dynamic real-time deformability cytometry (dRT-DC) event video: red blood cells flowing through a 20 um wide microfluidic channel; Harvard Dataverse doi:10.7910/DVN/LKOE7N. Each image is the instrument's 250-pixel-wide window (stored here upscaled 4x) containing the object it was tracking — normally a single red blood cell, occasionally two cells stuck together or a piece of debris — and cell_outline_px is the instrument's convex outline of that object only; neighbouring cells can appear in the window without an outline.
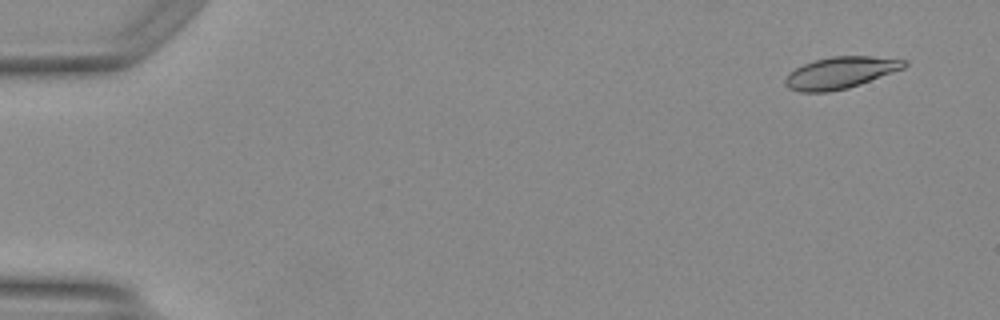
{"species": "Egyptian fruit bat (a non-hibernating species)", "species_latin": "Rousettus aegyptiacus", "temperature_condition": "warm", "stored_images_in_passage": 43, "camera_frame_rate_fps": 3000, "um_per_image_px": 0.085, "animal": {"sex": "female"}, "frame": {"image": 1, "passage_image": 4, "time_ms": 1.0, "image_size_px": [1000, 320], "cell_outline_px": [[908, 64], [904, 68], [860, 84], [848, 88], [828, 92], [800, 92], [788, 88], [784, 84], [784, 76], [788, 72], [812, 60], [832, 56], [868, 56], [908, 60]], "centroid_in_image_um": [71.39, 6.18], "position_along_channel_um": 13.6, "area_um2": 22.14}}
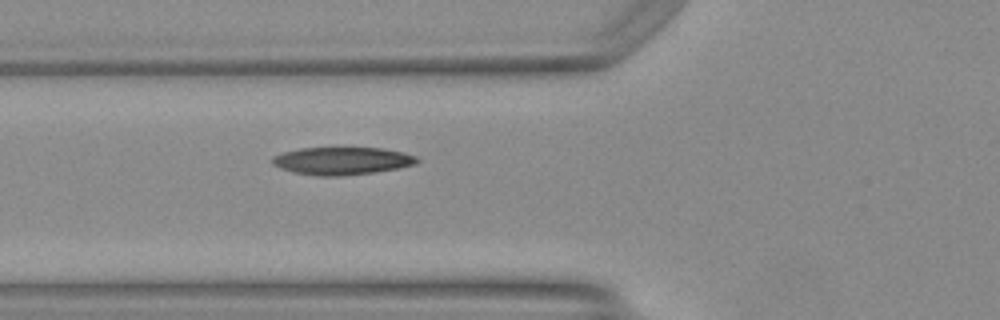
{"frame": {"image": 2, "passage_image": 20, "time_ms": 6.333, "image_size_px": [1000, 320], "cell_outline_px": [[420, 160], [416, 164], [396, 168], [372, 172], [340, 176], [320, 176], [296, 172], [280, 168], [272, 164], [272, 156], [284, 152], [300, 148], [384, 148], [404, 152], [416, 156]], "centroid_in_image_um": [29.08, 13.66], "position_along_channel_um": 96.7, "area_um2": 23.12}}
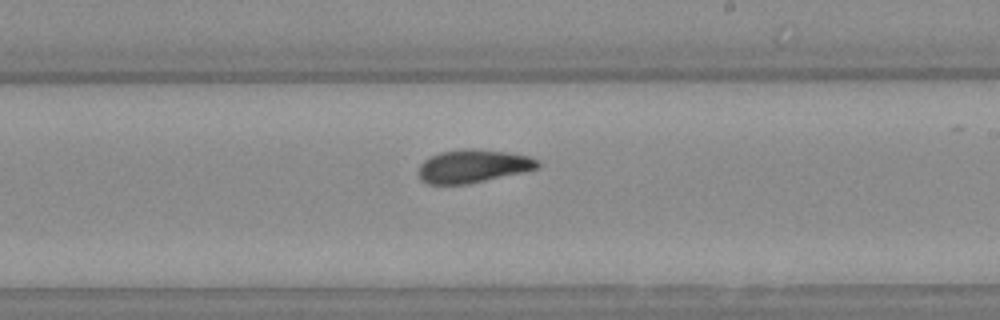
{"frame": {"image": 3, "passage_image": 31, "time_ms": 10.0, "image_size_px": [1000, 320], "cell_outline_px": [[540, 164], [536, 168], [520, 172], [468, 184], [428, 184], [420, 180], [420, 164], [424, 160], [440, 152], [464, 148], [472, 148], [508, 152], [528, 156], [540, 160]], "centroid_in_image_um": [40.19, 14.11], "position_along_channel_um": 248.8, "area_um2": 22.77}}